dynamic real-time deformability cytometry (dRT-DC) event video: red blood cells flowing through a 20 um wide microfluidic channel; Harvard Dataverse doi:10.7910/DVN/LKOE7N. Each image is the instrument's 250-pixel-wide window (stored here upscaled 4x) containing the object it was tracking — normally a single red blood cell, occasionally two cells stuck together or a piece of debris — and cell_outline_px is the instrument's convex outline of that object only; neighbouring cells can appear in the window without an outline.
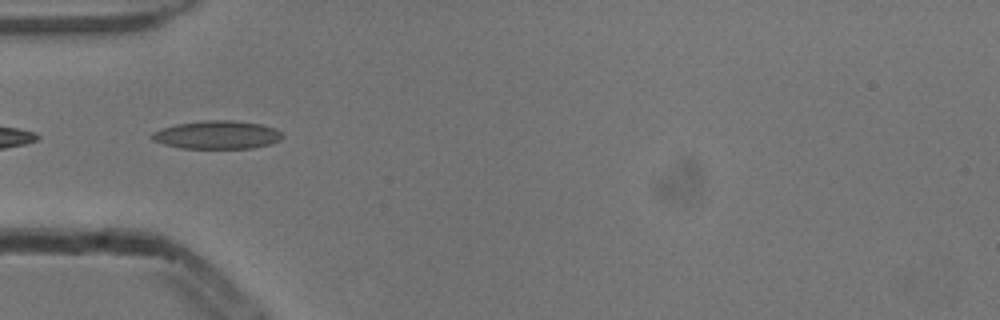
{"species": "common noctule bat (a hibernating species)", "species_latin": "Nyctalus noctula", "temperature_condition": "cold", "stored_images_in_passage": 37, "camera_frame_rate_fps": 3000, "um_per_image_px": 0.085, "animal": {"sex": "male", "body_mass_g": 13.3}, "frame": {"image": 1, "passage_image": 1, "time_ms": 0.0, "image_size_px": [1000, 320], "cell_outline_px": [[284, 136], [280, 140], [272, 144], [252, 148], [180, 148], [164, 144], [152, 140], [152, 132], [176, 124], [204, 120], [232, 120], [260, 124], [276, 128]], "centroid_in_image_um": [18.49, 11.46], "position_along_channel_um": 66.5, "area_um2": 21.44}}
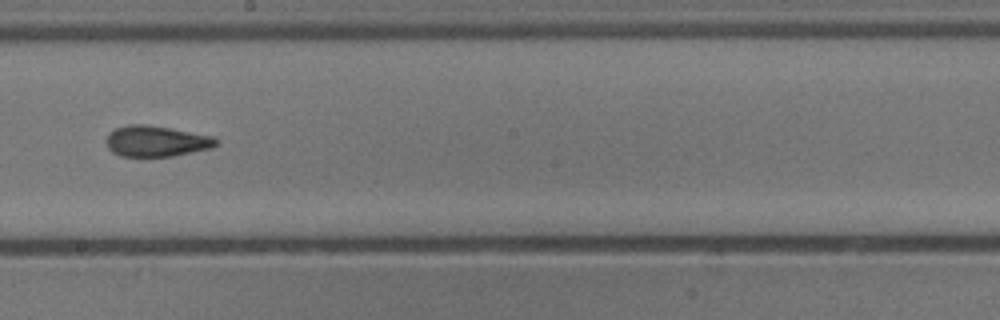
{"frame": {"image": 2, "passage_image": 14, "time_ms": 4.333, "image_size_px": [1000, 320], "cell_outline_px": [[220, 144], [212, 148], [172, 156], [120, 156], [112, 152], [108, 148], [108, 132], [116, 128], [128, 124], [144, 124], [216, 136], [220, 140]], "centroid_in_image_um": [13.35, 12.0], "position_along_channel_um": 234.9, "area_um2": 19.83}}
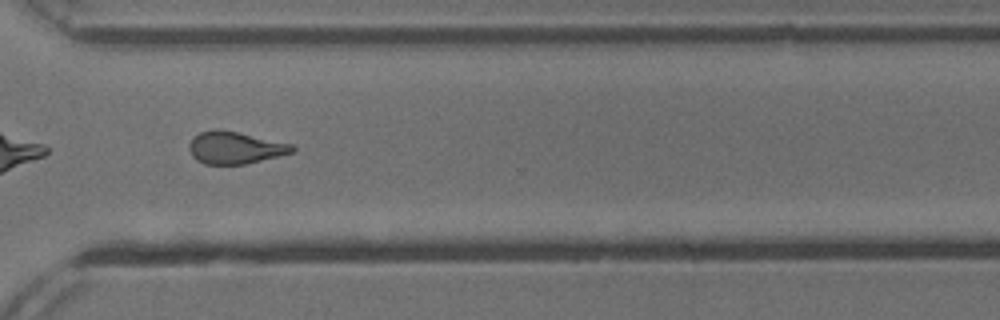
{"frame": {"image": 3, "passage_image": 23, "time_ms": 7.333, "image_size_px": [1000, 320], "cell_outline_px": [[296, 148], [292, 152], [244, 164], [204, 164], [196, 160], [192, 156], [188, 148], [188, 144], [192, 136], [200, 132], [212, 128], [236, 132], [292, 144]], "centroid_in_image_um": [19.89, 12.55], "position_along_channel_um": 350.7, "area_um2": 19.19}, "authors_computed_cell_mechanics": {"area_um2": 19.8254, "velocity_mm_per_s": 3.8805, "shape_relaxation_time_tau1_ms": 8.4506, "shape_relaxation_time_tau2_ms": 2.6915, "deformation_change_tau1": 0.175, "deformation_change_tau2": 0.0939}}